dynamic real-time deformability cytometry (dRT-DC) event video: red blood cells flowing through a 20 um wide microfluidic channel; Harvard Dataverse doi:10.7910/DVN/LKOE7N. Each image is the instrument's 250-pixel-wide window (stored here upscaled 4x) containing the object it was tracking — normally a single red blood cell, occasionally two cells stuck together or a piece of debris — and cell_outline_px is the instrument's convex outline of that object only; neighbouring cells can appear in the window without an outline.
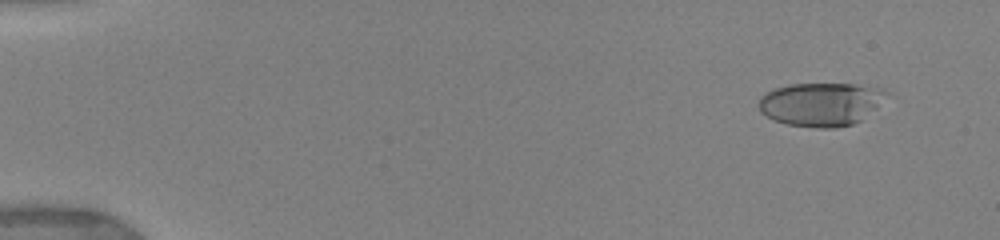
{"species": "human", "species_latin": "Homo sapiens", "temperature_condition": "warm", "stored_images_in_passage": 20, "camera_frame_rate_fps": 3000, "um_per_image_px": 0.085, "donor": {"sex": "female"}, "frame": {"image": 1, "passage_image": 4, "time_ms": 1.333, "image_size_px": [1000, 240], "cell_outline_px": [[888, 92], [860, 120], [852, 124], [832, 128], [820, 128], [788, 124], [776, 120], [768, 116], [760, 108], [760, 96], [776, 88], [788, 84], [852, 84], [884, 88]], "centroid_in_image_um": [69.75, 8.84], "position_along_channel_um": 15.2, "area_um2": 31.39}}
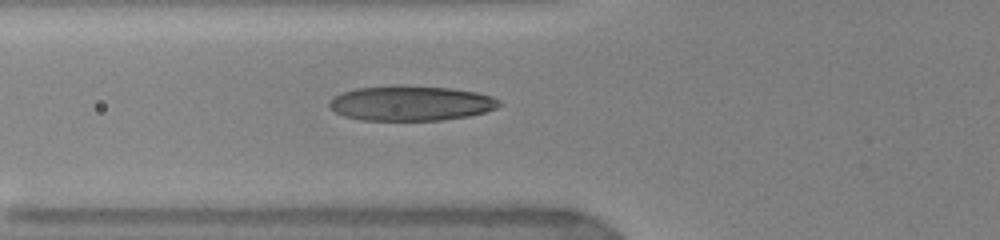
{"frame": {"image": 2, "passage_image": 13, "time_ms": 6.667, "image_size_px": [1000, 240], "cell_outline_px": [[500, 104], [496, 108], [484, 112], [468, 116], [440, 120], [360, 120], [344, 116], [328, 108], [328, 104], [336, 96], [344, 92], [356, 88], [396, 84], [404, 84], [452, 88], [476, 92], [492, 96], [500, 100]], "centroid_in_image_um": [34.92, 8.76], "position_along_channel_um": 90.9, "area_um2": 34.91}}
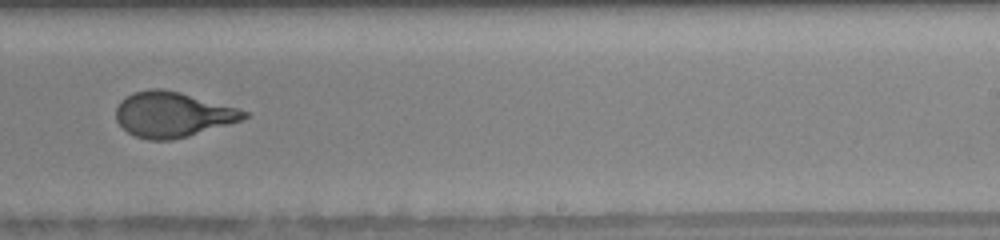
{"frame": {"image": 3, "passage_image": 20, "time_ms": 11.333, "image_size_px": [1000, 240], "cell_outline_px": [[252, 116], [244, 120], [188, 136], [172, 140], [148, 140], [136, 136], [128, 132], [116, 120], [116, 108], [120, 100], [132, 92], [152, 88], [160, 88], [180, 92], [236, 108], [248, 112]], "centroid_in_image_um": [14.67, 9.73], "position_along_channel_um": 274.3, "area_um2": 33.76}}